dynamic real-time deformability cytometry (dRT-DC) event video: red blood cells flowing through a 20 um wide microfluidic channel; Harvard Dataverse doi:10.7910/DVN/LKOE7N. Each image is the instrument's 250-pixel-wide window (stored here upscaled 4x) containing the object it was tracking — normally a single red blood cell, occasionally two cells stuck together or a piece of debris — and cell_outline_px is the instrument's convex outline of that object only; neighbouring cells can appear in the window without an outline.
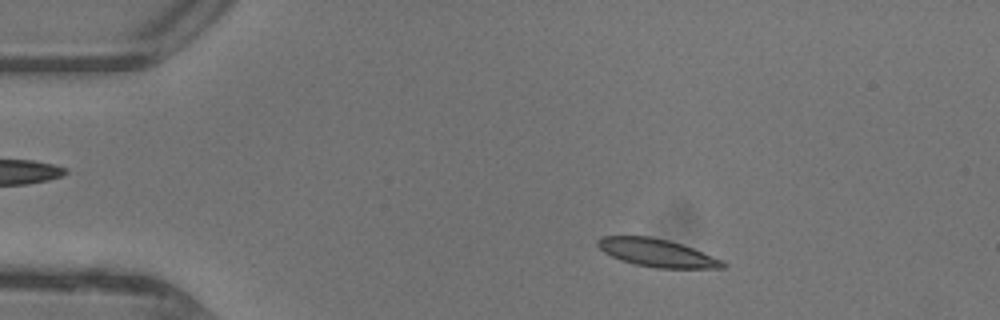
{"species": "common noctule bat (a hibernating species)", "species_latin": "Nyctalus noctula", "temperature_condition": "warm", "stored_images_in_passage": 44, "camera_frame_rate_fps": 3000, "um_per_image_px": 0.085, "animal": {"sex": "female"}, "frame": {"image": 1, "passage_image": 6, "time_ms": 1.667, "image_size_px": [1000, 320], "cell_outline_px": [[728, 264], [724, 268], [656, 268], [636, 264], [620, 260], [604, 252], [596, 244], [596, 240], [604, 236], [648, 236], [668, 240], [692, 248], [720, 260]], "centroid_in_image_um": [55.8, 21.49], "position_along_channel_um": 29.2, "area_um2": 20.0}}
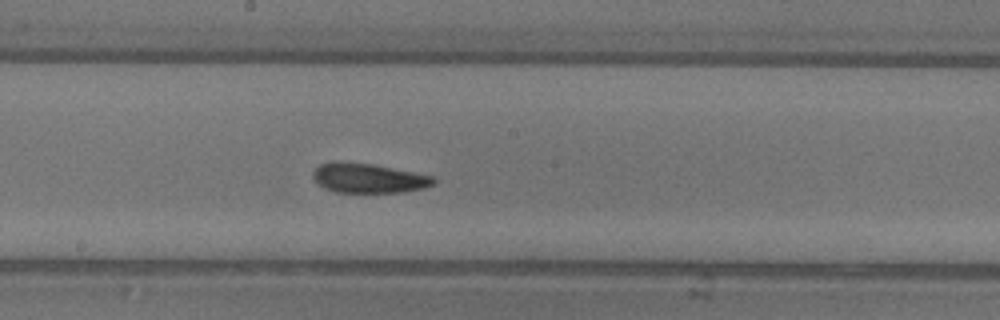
{"frame": {"image": 2, "passage_image": 23, "time_ms": 7.333, "image_size_px": [1000, 320], "cell_outline_px": [[436, 184], [424, 188], [404, 192], [336, 192], [324, 188], [312, 176], [312, 172], [320, 164], [340, 160], [372, 164], [436, 176]], "centroid_in_image_um": [31.36, 15.13], "position_along_channel_um": 216.8, "area_um2": 20.98}}
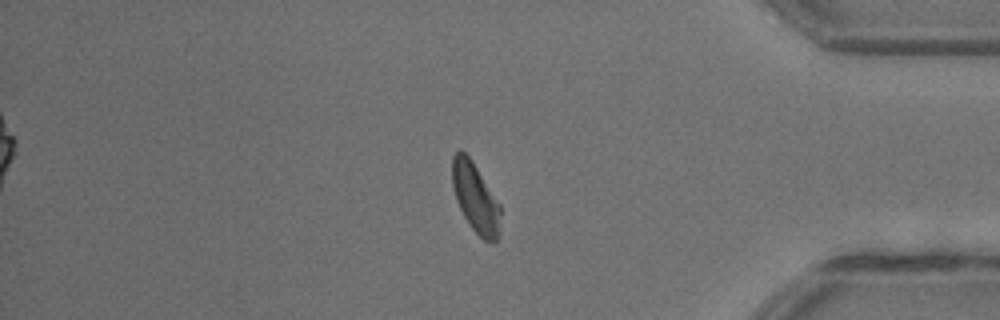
{"frame": {"image": 3, "passage_image": 37, "time_ms": 12.0, "image_size_px": [1000, 320], "cell_outline_px": [[500, 232], [496, 240], [492, 244], [484, 240], [468, 224], [456, 200], [452, 188], [452, 156], [460, 148], [472, 160], [500, 204]], "centroid_in_image_um": [40.41, 16.81], "position_along_channel_um": 394.8, "area_um2": 19.65}, "authors_computed_cell_mechanics": {"area_um2": 20.3745, "velocity_mm_per_s": 4.4187, "shape_relaxation_time_tau1_ms": 4.9633, "shape_relaxation_time_tau2_ms": 1.833, "deformation_change_tau1": 0.1707, "deformation_change_tau2": 0.0866}}